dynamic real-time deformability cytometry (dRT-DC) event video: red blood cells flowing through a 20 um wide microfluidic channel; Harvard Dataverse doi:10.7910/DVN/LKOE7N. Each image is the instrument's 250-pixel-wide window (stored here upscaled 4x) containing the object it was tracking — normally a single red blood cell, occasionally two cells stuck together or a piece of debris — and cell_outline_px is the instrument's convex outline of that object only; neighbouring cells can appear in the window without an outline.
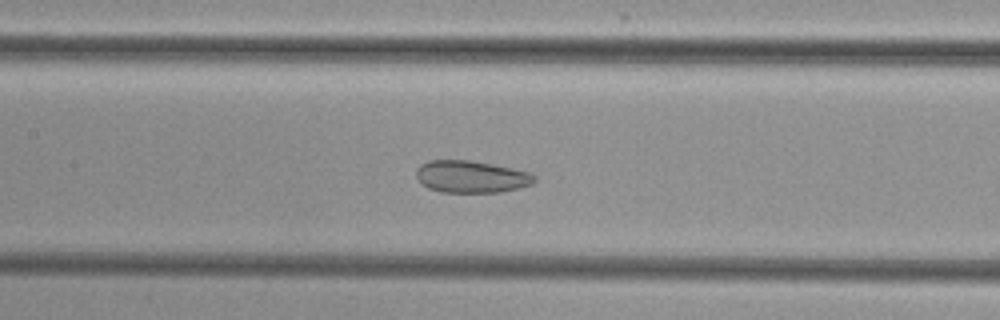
{"species": "common noctule bat (a hibernating species)", "species_latin": "Nyctalus noctula", "temperature_condition": "cold", "stored_images_in_passage": 50, "camera_frame_rate_fps": 3000, "um_per_image_px": 0.085, "animal": {"sex": "female", "body_mass_g": 29.2, "forearm_length_mm": 56.3}, "frame": {"image": 1, "passage_image": 22, "time_ms": 7.0, "image_size_px": [1000, 320], "cell_outline_px": [[536, 180], [532, 184], [500, 192], [440, 192], [428, 188], [416, 176], [416, 168], [420, 164], [428, 160], [472, 160], [512, 168], [528, 172], [536, 176]], "centroid_in_image_um": [40.04, 15.01], "position_along_channel_um": 167.4, "area_um2": 22.08}}
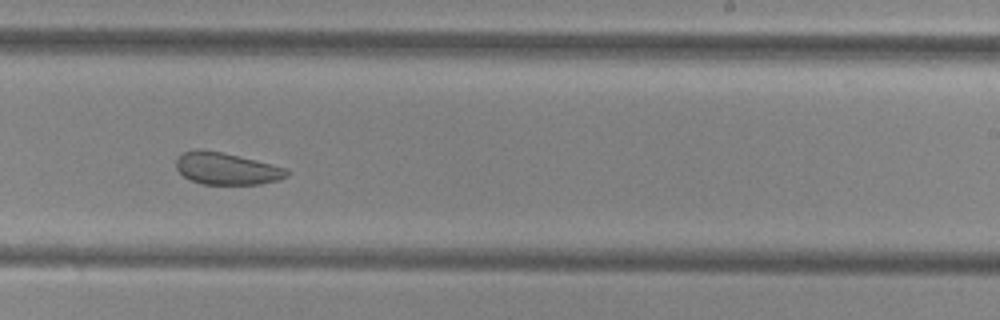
{"frame": {"image": 2, "passage_image": 30, "time_ms": 9.667, "image_size_px": [1000, 320], "cell_outline_px": [[288, 176], [280, 180], [260, 184], [204, 184], [192, 180], [184, 176], [176, 168], [176, 160], [184, 152], [196, 148], [200, 148], [220, 152], [288, 168]], "centroid_in_image_um": [19.27, 14.33], "position_along_channel_um": 269.7, "area_um2": 20.46}}
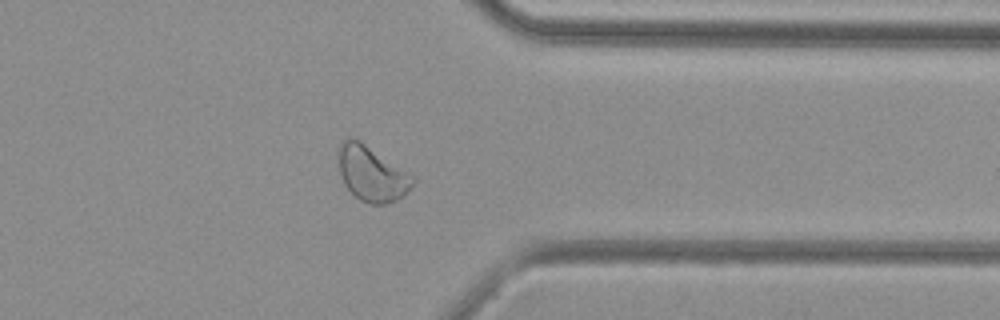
{"frame": {"image": 3, "passage_image": 39, "time_ms": 12.667, "image_size_px": [1000, 320], "cell_outline_px": [[416, 180], [408, 192], [396, 200], [384, 204], [372, 204], [360, 200], [344, 184], [340, 172], [336, 152], [340, 144], [348, 136], [352, 136], [360, 140], [408, 172]], "centroid_in_image_um": [31.57, 14.73], "position_along_channel_um": 379.8, "area_um2": 23.93}}